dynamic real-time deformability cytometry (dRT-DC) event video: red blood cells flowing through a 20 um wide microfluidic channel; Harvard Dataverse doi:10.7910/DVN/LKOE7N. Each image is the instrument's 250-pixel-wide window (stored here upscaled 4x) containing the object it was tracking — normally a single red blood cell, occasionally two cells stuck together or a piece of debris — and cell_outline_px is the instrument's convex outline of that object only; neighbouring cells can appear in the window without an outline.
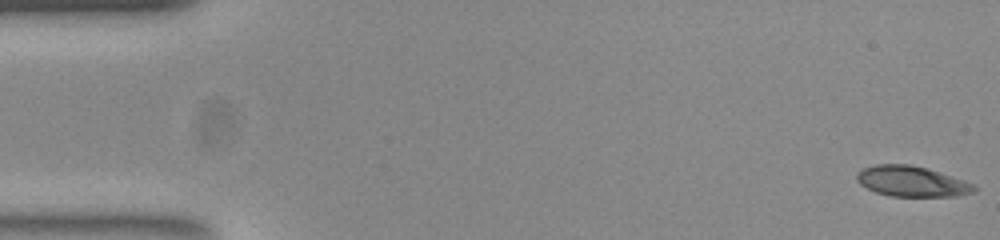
{"species": "common noctule bat (a hibernating species)", "species_latin": "Nyctalus noctula", "temperature_condition": "room temperature", "stored_images_in_passage": 52, "camera_frame_rate_fps": 3000, "um_per_image_px": 0.085, "animal": {"sex": "female", "body_mass_g": 23.0, "forearm_length_mm": 53.4}, "frame": {"image": 1, "passage_image": 1, "time_ms": 0.0, "image_size_px": [1000, 240], "cell_outline_px": [[976, 192], [956, 196], [892, 196], [876, 192], [860, 184], [856, 180], [856, 176], [864, 168], [876, 164], [912, 164], [928, 168], [976, 184]], "centroid_in_image_um": [77.55, 15.41], "position_along_channel_um": 7.5, "area_um2": 20.87}}
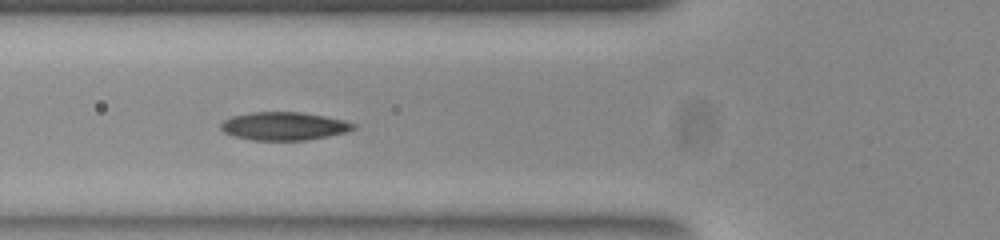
{"frame": {"image": 2, "passage_image": 19, "time_ms": 6.0, "image_size_px": [1000, 240], "cell_outline_px": [[356, 128], [344, 132], [328, 136], [304, 140], [256, 140], [236, 136], [224, 132], [220, 128], [220, 124], [224, 120], [232, 116], [252, 112], [300, 112], [324, 116], [344, 120], [356, 124]], "centroid_in_image_um": [24.14, 10.71], "position_along_channel_um": 101.7, "area_um2": 21.5}}
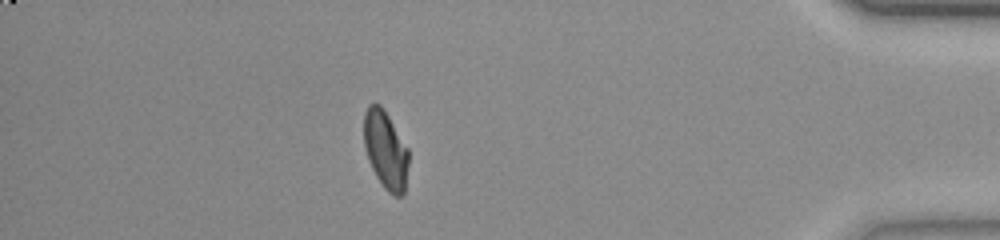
{"frame": {"image": 3, "passage_image": 46, "time_ms": 15.0, "image_size_px": [1000, 240], "cell_outline_px": [[408, 164], [404, 192], [400, 196], [396, 196], [388, 192], [384, 188], [376, 176], [368, 160], [364, 148], [364, 112], [368, 104], [380, 104], [384, 108], [408, 148]], "centroid_in_image_um": [32.76, 12.71], "position_along_channel_um": 402.4, "area_um2": 20.4}, "authors_computed_cell_mechanics": {"area_um2": 21.0681, "velocity_mm_per_s": 3.87, "shape_relaxation_time_tau1_ms": 7.4439, "shape_relaxation_time_tau2_ms": 3.9631, "deformation_change_tau1": 0.2214, "deformation_change_tau2": 0.0801}}